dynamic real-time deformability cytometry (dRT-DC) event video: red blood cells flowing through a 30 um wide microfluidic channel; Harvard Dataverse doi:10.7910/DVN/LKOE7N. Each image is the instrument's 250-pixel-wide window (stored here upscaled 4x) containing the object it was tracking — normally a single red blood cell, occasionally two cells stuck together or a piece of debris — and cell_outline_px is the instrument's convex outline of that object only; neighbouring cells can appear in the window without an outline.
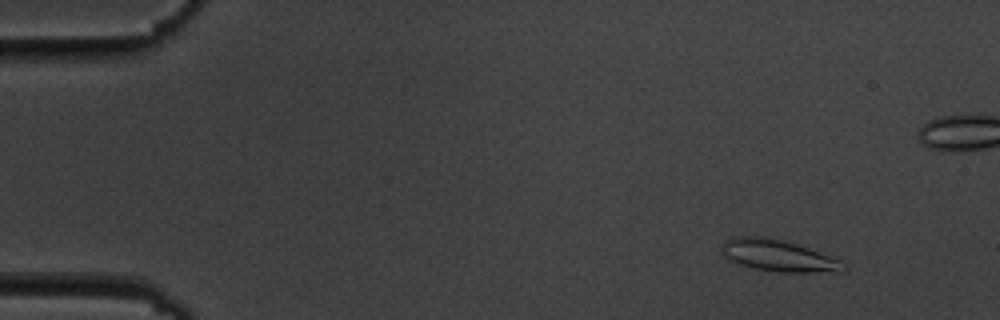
{"species": "common noctule bat (a hibernating species)", "species_latin": "Nyctalus noctula", "temperature_condition": "cold", "stored_images_in_passage": 6, "camera_frame_rate_fps": 3000, "um_per_image_px": 0.085, "animal": {"sex": "male", "body_mass_g": 19.5, "forearm_length_mm": 54.6}, "frame": {"image": 1, "passage_image": 2, "time_ms": 1.333, "image_size_px": [1000, 320], "cell_outline_px": [[848, 268], [840, 272], [776, 272], [756, 268], [740, 264], [724, 256], [720, 248], [724, 240], [736, 236], [768, 236], [796, 244], [808, 248], [840, 260]], "centroid_in_image_um": [66.14, 21.72], "position_along_channel_um": 18.9, "area_um2": 22.37}}